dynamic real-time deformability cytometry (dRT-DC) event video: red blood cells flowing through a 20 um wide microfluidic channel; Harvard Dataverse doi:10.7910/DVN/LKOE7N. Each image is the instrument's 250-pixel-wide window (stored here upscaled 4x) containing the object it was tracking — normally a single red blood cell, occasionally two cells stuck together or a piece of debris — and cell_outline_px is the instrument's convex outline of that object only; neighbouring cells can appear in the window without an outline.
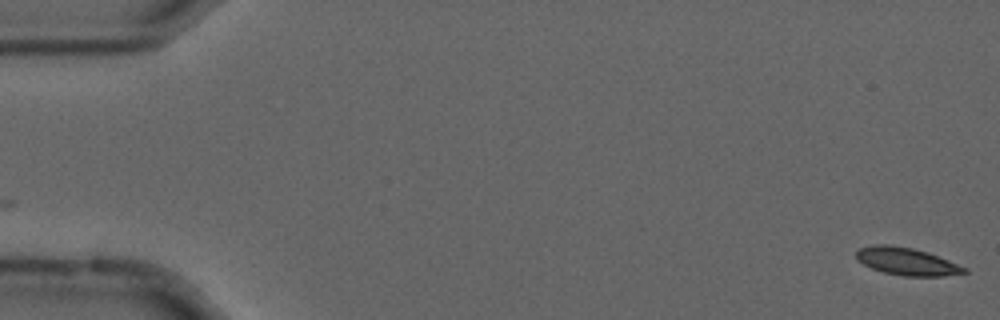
{"species": "common noctule bat (a hibernating species)", "species_latin": "Nyctalus noctula", "temperature_condition": "cold", "stored_images_in_passage": 56, "camera_frame_rate_fps": 3000, "um_per_image_px": 0.085, "animal": {"sex": "male", "forearm_length_mm": 52.5}, "frame": {"image": 1, "passage_image": 1, "time_ms": 0.0, "image_size_px": [1000, 320], "cell_outline_px": [[968, 272], [944, 276], [904, 276], [884, 272], [872, 268], [856, 260], [856, 252], [860, 248], [872, 244], [892, 244], [912, 248], [928, 252], [968, 268]], "centroid_in_image_um": [77.07, 22.21], "position_along_channel_um": 7.9, "area_um2": 17.4}}
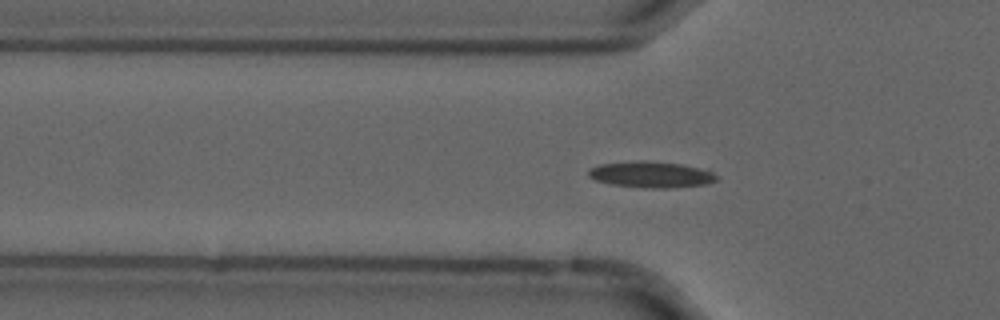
{"frame": {"image": 2, "passage_image": 18, "time_ms": 5.667, "image_size_px": [1000, 320], "cell_outline_px": [[716, 180], [704, 184], [672, 188], [644, 188], [612, 184], [596, 180], [588, 176], [588, 168], [600, 164], [636, 160], [644, 160], [680, 164], [708, 168], [716, 176]], "centroid_in_image_um": [55.34, 14.82], "position_along_channel_um": 70.5, "area_um2": 19.71}}
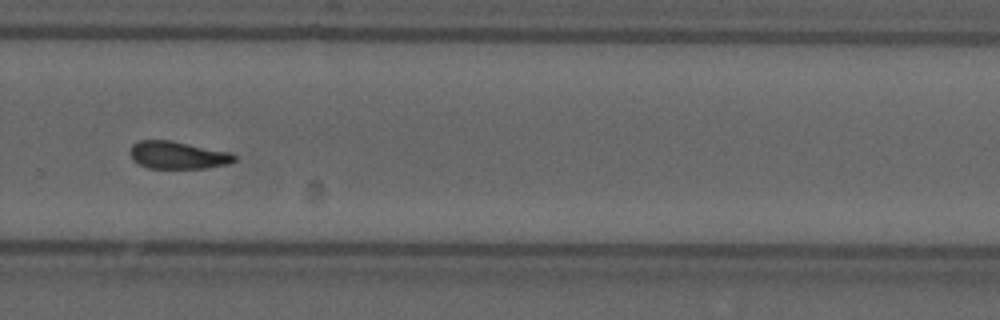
{"frame": {"image": 3, "passage_image": 38, "time_ms": 12.333, "image_size_px": [1000, 320], "cell_outline_px": [[236, 160], [228, 164], [208, 168], [148, 168], [132, 160], [128, 152], [132, 144], [140, 140], [172, 140], [232, 152], [236, 156]], "centroid_in_image_um": [15.11, 13.18], "position_along_channel_um": 314.7, "area_um2": 17.05}, "authors_computed_cell_mechanics": {"area_um2": 17.3111, "velocity_mm_per_s": 3.6723, "shape_relaxation_time_tau1_ms": null, "shape_relaxation_time_tau2_ms": 8.2102, "deformation_change_tau1": null, "deformation_change_tau2": 0.1286}}